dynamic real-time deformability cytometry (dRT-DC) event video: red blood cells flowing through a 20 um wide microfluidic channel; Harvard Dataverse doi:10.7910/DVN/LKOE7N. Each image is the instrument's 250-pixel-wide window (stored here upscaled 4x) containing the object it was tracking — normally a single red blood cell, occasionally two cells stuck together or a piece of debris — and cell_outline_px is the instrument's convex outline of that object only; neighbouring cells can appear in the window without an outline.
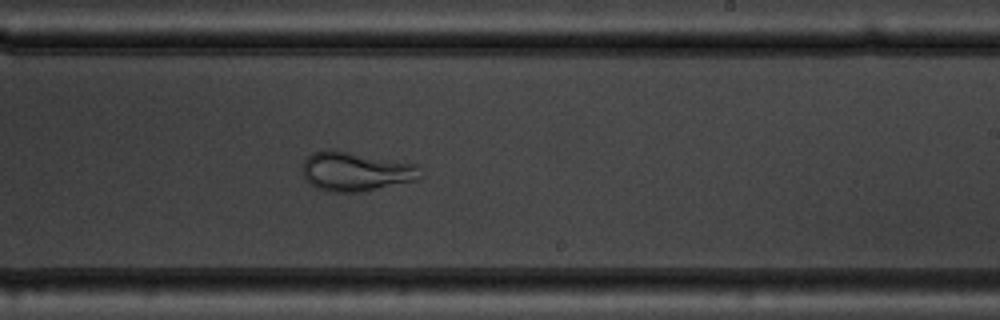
{"species": "common noctule bat (a hibernating species)", "species_latin": "Nyctalus noctula", "temperature_condition": "warm", "stored_images_in_passage": 40, "camera_frame_rate_fps": 3000, "um_per_image_px": 0.085, "animal": {"sex": "male", "body_mass_g": 19.5, "forearm_length_mm": 54.6}, "frame": {"image": 1, "passage_image": 20, "time_ms": 6.333, "image_size_px": [1000, 320], "cell_outline_px": [[420, 176], [416, 180], [356, 192], [328, 192], [316, 188], [308, 184], [304, 176], [304, 160], [312, 152], [328, 148], [332, 148], [416, 164]], "centroid_in_image_um": [30.16, 14.55], "position_along_channel_um": 258.8, "area_um2": 26.82}}
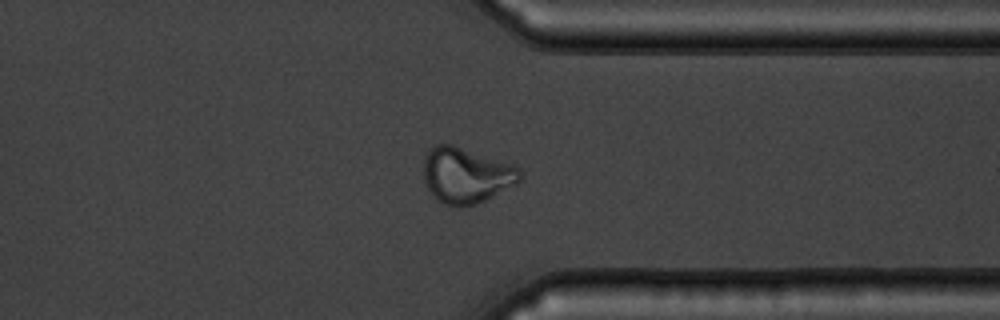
{"frame": {"image": 2, "passage_image": 29, "time_ms": 9.333, "image_size_px": [1000, 320], "cell_outline_px": [[524, 176], [516, 184], [476, 204], [460, 208], [444, 204], [424, 184], [424, 160], [428, 148], [436, 144], [452, 144], [512, 164], [520, 168]], "centroid_in_image_um": [39.63, 14.89], "position_along_channel_um": 371.8, "area_um2": 31.27}}
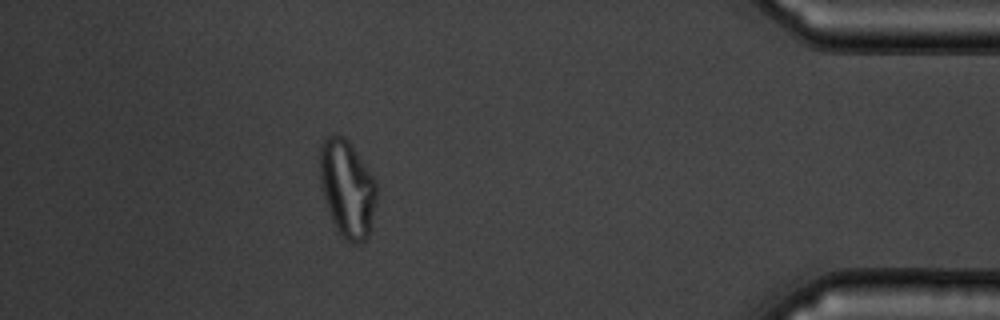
{"frame": {"image": 3, "passage_image": 35, "time_ms": 11.333, "image_size_px": [1000, 320], "cell_outline_px": [[376, 200], [368, 236], [364, 244], [352, 244], [344, 240], [340, 236], [332, 220], [320, 184], [320, 144], [324, 136], [336, 132], [344, 136], [348, 140], [376, 180]], "centroid_in_image_um": [29.5, 16.01], "position_along_channel_um": 405.7, "area_um2": 32.48}}